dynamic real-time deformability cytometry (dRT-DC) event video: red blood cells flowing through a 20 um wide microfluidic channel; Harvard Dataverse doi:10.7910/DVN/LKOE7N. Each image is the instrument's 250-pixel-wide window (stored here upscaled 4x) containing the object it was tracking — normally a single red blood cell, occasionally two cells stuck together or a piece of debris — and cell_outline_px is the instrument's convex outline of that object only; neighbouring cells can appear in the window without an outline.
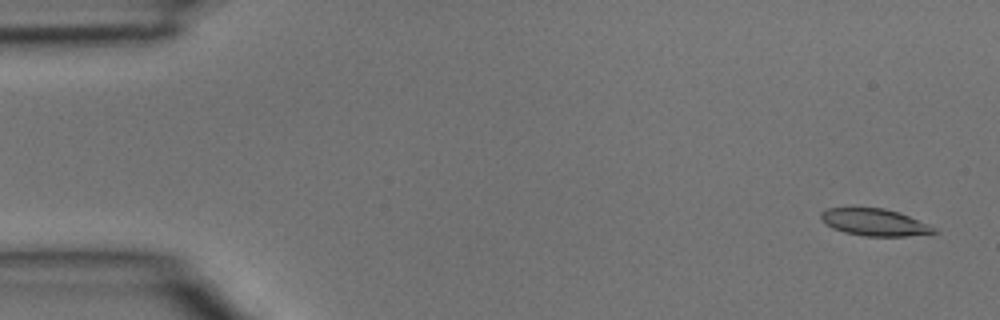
{"species": "common noctule bat (a hibernating species)", "species_latin": "Nyctalus noctula", "temperature_condition": "room temperature", "stored_images_in_passage": 3, "camera_frame_rate_fps": 3000, "um_per_image_px": 0.085, "animal": {"sex": "male", "body_mass_g": 15.6}, "frame": {"image": 1, "passage_image": 1, "time_ms": 0.0, "image_size_px": [1000, 320], "cell_outline_px": [[940, 232], [908, 236], [864, 236], [844, 232], [832, 228], [824, 224], [820, 220], [820, 212], [828, 208], [884, 208], [900, 212], [928, 224], [936, 228]], "centroid_in_image_um": [74.32, 18.89], "position_along_channel_um": 10.7, "area_um2": 17.98}}